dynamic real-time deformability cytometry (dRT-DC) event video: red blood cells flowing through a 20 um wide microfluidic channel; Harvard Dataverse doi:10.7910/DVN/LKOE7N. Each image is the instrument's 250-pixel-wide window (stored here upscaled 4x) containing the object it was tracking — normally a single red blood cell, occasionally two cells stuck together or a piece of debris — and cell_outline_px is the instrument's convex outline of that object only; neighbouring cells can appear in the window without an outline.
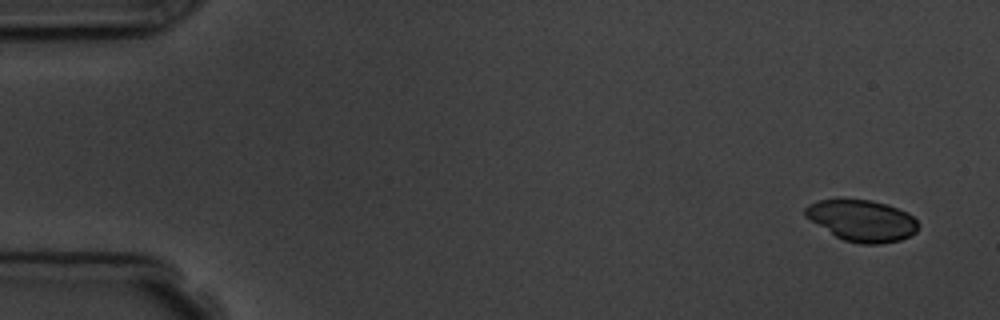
{"species": "common noctule bat (a hibernating species)", "species_latin": "Nyctalus noctula", "temperature_condition": "room temperature", "stored_images_in_passage": 4, "camera_frame_rate_fps": 3000, "um_per_image_px": 0.085, "animal": {"sex": "male", "body_mass_g": 19.5, "forearm_length_mm": 54.6}, "frame": {"image": 1, "passage_image": 1, "time_ms": 0.0, "image_size_px": [1000, 320], "cell_outline_px": [[920, 224], [916, 232], [900, 240], [880, 244], [860, 244], [844, 240], [836, 236], [804, 216], [804, 208], [808, 204], [820, 200], [872, 200], [888, 204], [908, 212]], "centroid_in_image_um": [73.29, 18.75], "position_along_channel_um": 11.7, "area_um2": 27.17}}
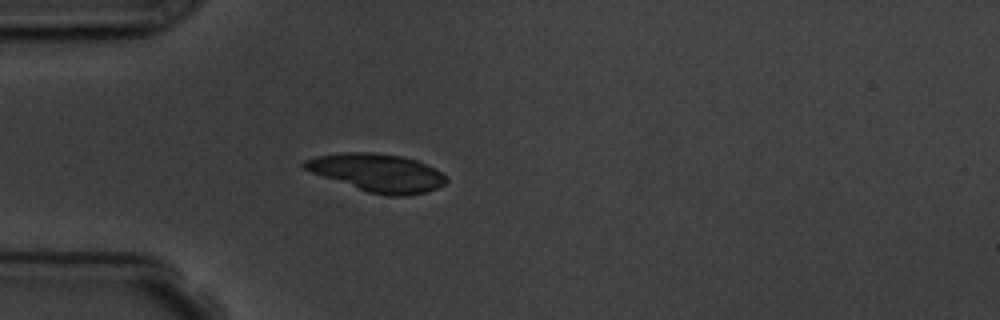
{"frame": {"image": 2, "passage_image": 4, "time_ms": 4.333, "image_size_px": [1000, 320], "cell_outline_px": [[448, 180], [444, 184], [436, 188], [424, 192], [408, 196], [388, 196], [368, 192], [312, 172], [304, 168], [300, 164], [304, 160], [316, 156], [340, 152], [372, 152], [400, 156], [416, 160], [448, 176]], "centroid_in_image_um": [32.07, 14.68], "position_along_channel_um": 52.9, "area_um2": 31.04}}